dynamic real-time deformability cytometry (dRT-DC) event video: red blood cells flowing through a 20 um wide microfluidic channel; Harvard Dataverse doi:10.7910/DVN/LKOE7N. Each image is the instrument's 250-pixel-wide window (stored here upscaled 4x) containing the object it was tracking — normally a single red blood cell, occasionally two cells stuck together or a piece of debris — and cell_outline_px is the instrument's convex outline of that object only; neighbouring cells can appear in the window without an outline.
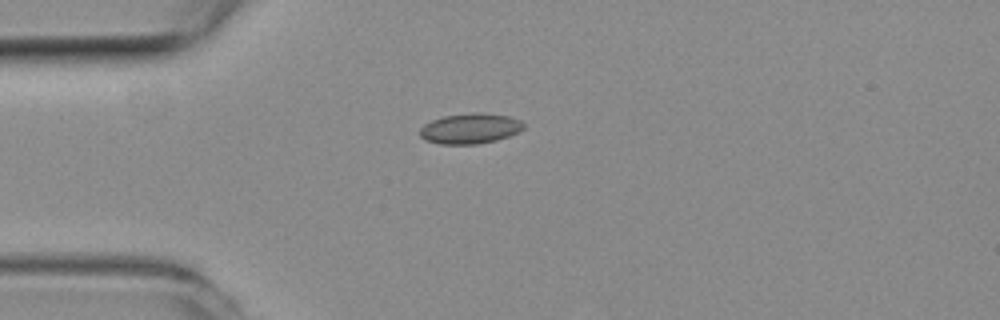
{"species": "common noctule bat (a hibernating species)", "species_latin": "Nyctalus noctula", "temperature_condition": "room temperature", "stored_images_in_passage": 39, "camera_frame_rate_fps": 3000, "um_per_image_px": 0.085, "animal": {"sex": "female", "body_mass_g": 19.3, "forearm_length_mm": 54.1}, "frame": {"image": 1, "passage_image": 1, "time_ms": 0.0, "image_size_px": [1000, 320], "cell_outline_px": [[524, 128], [520, 132], [496, 140], [476, 144], [440, 144], [424, 140], [420, 136], [420, 128], [424, 124], [432, 120], [444, 116], [476, 112], [508, 116], [520, 120], [524, 124]], "centroid_in_image_um": [39.95, 10.93], "position_along_channel_um": 45.0, "area_um2": 18.32}}
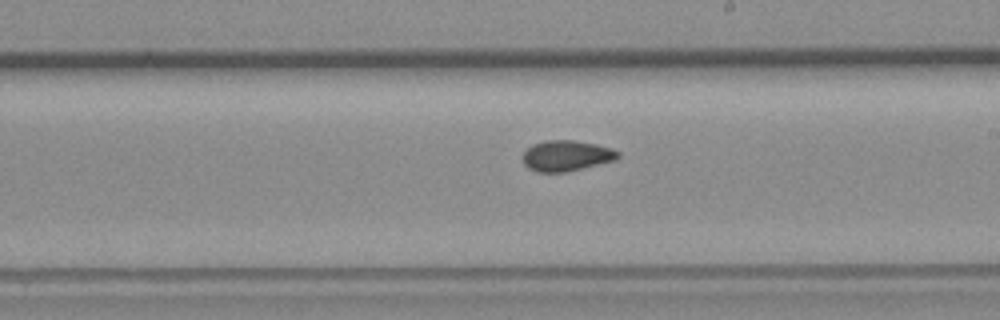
{"frame": {"image": 2, "passage_image": 17, "time_ms": 5.333, "image_size_px": [1000, 320], "cell_outline_px": [[620, 156], [616, 160], [564, 172], [540, 172], [528, 168], [524, 164], [524, 152], [532, 144], [544, 140], [572, 140], [596, 144], [612, 148], [620, 152]], "centroid_in_image_um": [48.16, 13.22], "position_along_channel_um": 240.8, "area_um2": 16.94}}
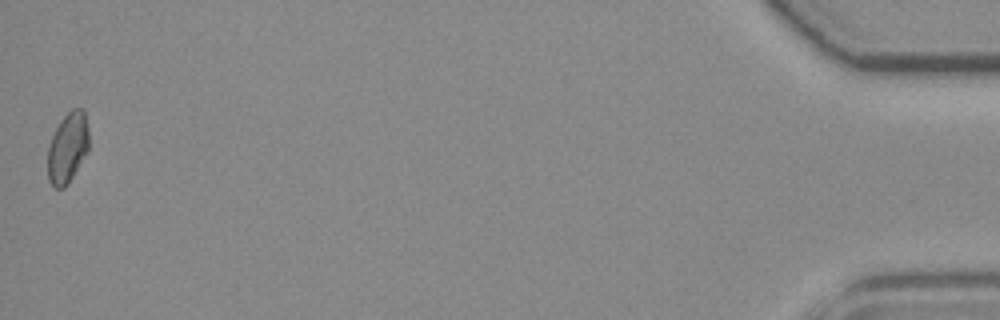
{"frame": {"image": 3, "passage_image": 39, "time_ms": 12.667, "image_size_px": [1000, 320], "cell_outline_px": [[88, 152], [68, 184], [64, 188], [56, 188], [48, 180], [48, 144], [60, 120], [72, 108], [84, 108], [88, 128]], "centroid_in_image_um": [5.76, 12.55], "position_along_channel_um": 429.4, "area_um2": 17.05}, "authors_computed_cell_mechanics": {"area_um2": 16.8776, "velocity_mm_per_s": 3.9842, "shape_relaxation_time_tau1_ms": null, "shape_relaxation_time_tau2_ms": 2.9246, "deformation_change_tau1": null, "deformation_change_tau2": 0.0525}}